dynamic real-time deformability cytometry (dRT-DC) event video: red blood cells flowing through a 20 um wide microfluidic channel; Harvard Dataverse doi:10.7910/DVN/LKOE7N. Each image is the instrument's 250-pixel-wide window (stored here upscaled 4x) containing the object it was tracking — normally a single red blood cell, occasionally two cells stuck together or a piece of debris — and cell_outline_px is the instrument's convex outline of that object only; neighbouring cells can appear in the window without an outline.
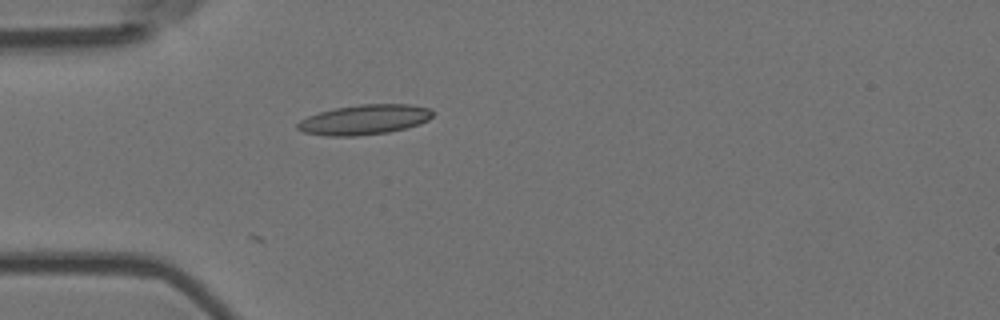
{"species": "Egyptian fruit bat (a non-hibernating species)", "species_latin": "Rousettus aegyptiacus", "temperature_condition": "room temperature", "stored_images_in_passage": 4, "camera_frame_rate_fps": 3000, "um_per_image_px": 0.085, "animal": {"sex": "female"}, "frame": {"image": 1, "passage_image": 4, "time_ms": 1.0, "image_size_px": [1000, 320], "cell_outline_px": [[432, 116], [428, 120], [420, 124], [388, 132], [356, 136], [324, 136], [304, 132], [296, 128], [296, 124], [300, 120], [308, 116], [320, 112], [336, 108], [360, 104], [408, 104], [432, 108]], "centroid_in_image_um": [30.97, 10.17], "position_along_channel_um": 54.0, "area_um2": 23.58}}